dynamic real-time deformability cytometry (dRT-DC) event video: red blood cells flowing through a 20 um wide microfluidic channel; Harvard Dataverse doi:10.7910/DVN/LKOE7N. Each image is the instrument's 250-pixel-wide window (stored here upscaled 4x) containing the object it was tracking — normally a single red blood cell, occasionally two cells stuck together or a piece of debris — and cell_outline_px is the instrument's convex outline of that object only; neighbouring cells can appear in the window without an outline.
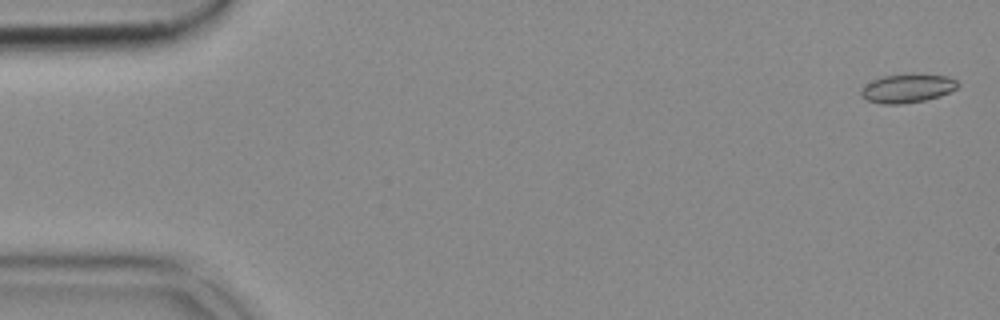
{"species": "common noctule bat (a hibernating species)", "species_latin": "Nyctalus noctula", "temperature_condition": "cold", "stored_images_in_passage": 53, "camera_frame_rate_fps": 3000, "um_per_image_px": 0.085, "animal": {"sex": "female", "body_mass_g": 18.4}, "frame": {"image": 1, "passage_image": 2, "time_ms": 0.333, "image_size_px": [1000, 320], "cell_outline_px": [[960, 84], [956, 88], [940, 96], [924, 100], [900, 104], [880, 104], [868, 100], [860, 96], [860, 88], [872, 80], [884, 76], [912, 72], [948, 76], [956, 80]], "centroid_in_image_um": [77.11, 7.48], "position_along_channel_um": 7.9, "area_um2": 16.53}}
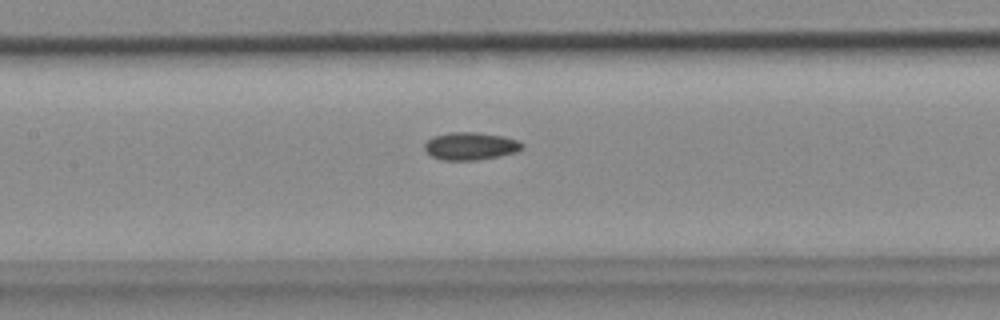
{"frame": {"image": 2, "passage_image": 25, "time_ms": 8.0, "image_size_px": [1000, 320], "cell_outline_px": [[524, 148], [516, 152], [500, 156], [476, 160], [440, 160], [432, 156], [424, 148], [424, 144], [432, 136], [448, 132], [476, 132], [504, 136], [520, 140], [524, 144]], "centroid_in_image_um": [40.02, 12.41], "position_along_channel_um": 167.4, "area_um2": 15.95}}
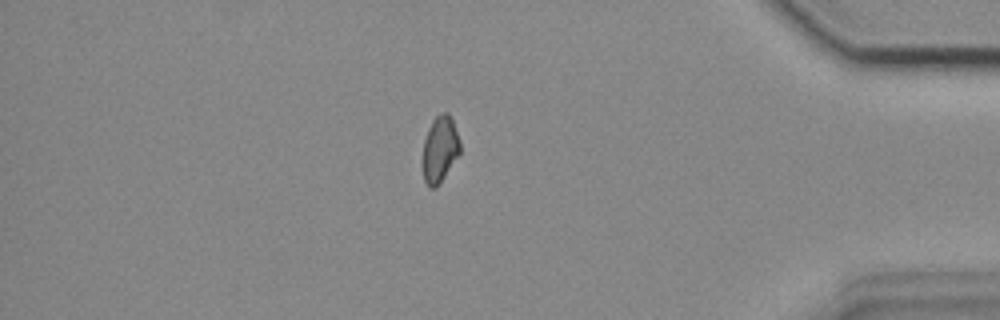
{"frame": {"image": 3, "passage_image": 46, "time_ms": 15.0, "image_size_px": [1000, 320], "cell_outline_px": [[460, 152], [436, 188], [428, 188], [424, 180], [424, 140], [428, 128], [432, 120], [436, 116], [444, 112], [448, 112], [452, 116], [460, 140]], "centroid_in_image_um": [37.41, 12.64], "position_along_channel_um": 397.8, "area_um2": 14.28}}